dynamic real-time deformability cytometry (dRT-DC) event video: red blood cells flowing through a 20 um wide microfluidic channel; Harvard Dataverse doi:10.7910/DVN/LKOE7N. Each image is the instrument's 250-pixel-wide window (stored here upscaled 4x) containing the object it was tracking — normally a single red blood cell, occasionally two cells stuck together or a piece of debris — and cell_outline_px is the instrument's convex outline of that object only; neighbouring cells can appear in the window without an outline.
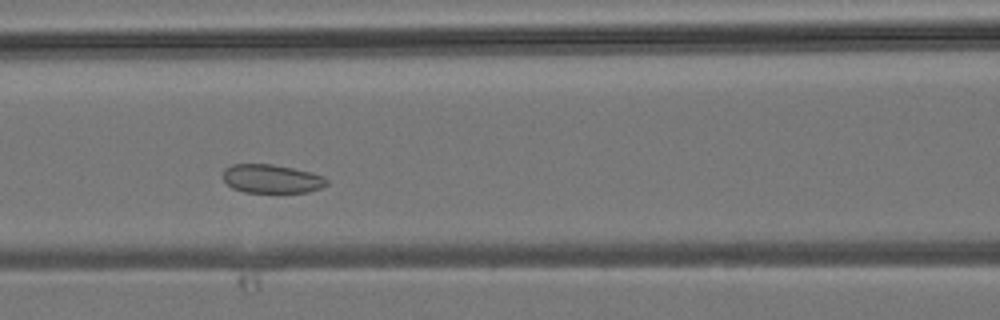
{"species": "common noctule bat (a hibernating species)", "species_latin": "Nyctalus noctula", "temperature_condition": "room temperature", "stored_images_in_passage": 38, "camera_frame_rate_fps": 3000, "um_per_image_px": 0.085, "animal": {"sex": "male", "body_mass_g": 19.2, "forearm_length_mm": 51.8}, "frame": {"image": 1, "passage_image": 12, "time_ms": 3.667, "image_size_px": [1000, 320], "cell_outline_px": [[328, 184], [320, 188], [308, 192], [244, 192], [232, 188], [224, 180], [224, 168], [232, 164], [272, 164], [292, 168], [324, 176], [328, 180]], "centroid_in_image_um": [23.09, 15.2], "position_along_channel_um": 143.5, "area_um2": 17.22}}
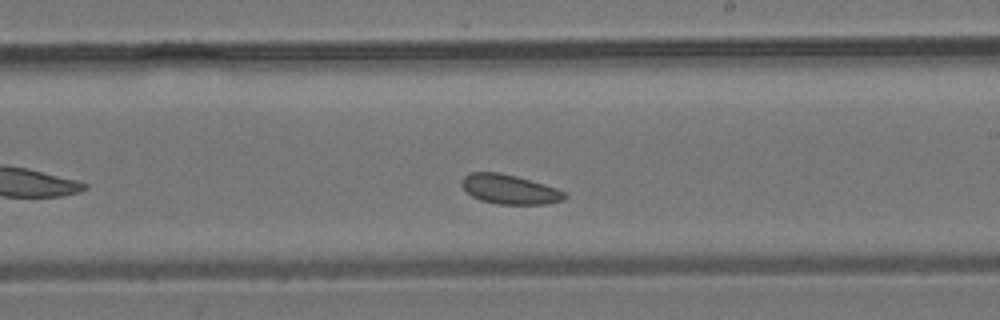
{"frame": {"image": 2, "passage_image": 19, "time_ms": 6.0, "image_size_px": [1000, 320], "cell_outline_px": [[568, 196], [564, 200], [548, 204], [496, 204], [480, 200], [472, 196], [460, 184], [464, 176], [468, 172], [500, 172], [516, 176], [544, 184], [556, 188], [564, 192]], "centroid_in_image_um": [43.31, 16.09], "position_along_channel_um": 245.7, "area_um2": 17.74}}
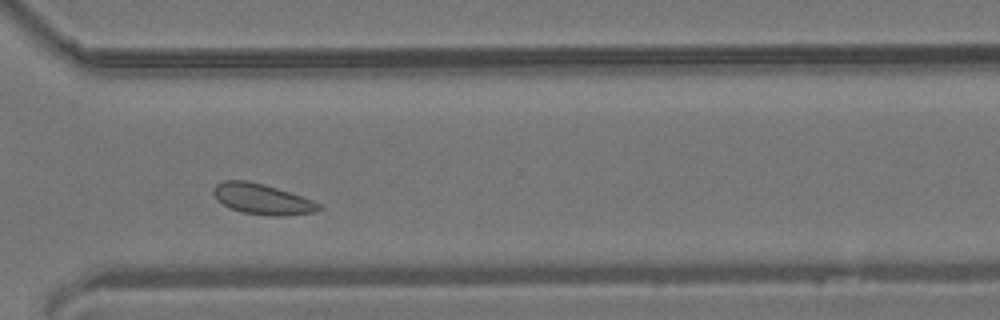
{"frame": {"image": 3, "passage_image": 26, "time_ms": 8.333, "image_size_px": [1000, 320], "cell_outline_px": [[320, 208], [316, 212], [288, 216], [268, 216], [240, 212], [216, 200], [212, 192], [216, 184], [224, 180], [248, 180], [264, 184], [312, 200], [320, 204]], "centroid_in_image_um": [22.26, 16.93], "position_along_channel_um": 348.3, "area_um2": 18.79}}